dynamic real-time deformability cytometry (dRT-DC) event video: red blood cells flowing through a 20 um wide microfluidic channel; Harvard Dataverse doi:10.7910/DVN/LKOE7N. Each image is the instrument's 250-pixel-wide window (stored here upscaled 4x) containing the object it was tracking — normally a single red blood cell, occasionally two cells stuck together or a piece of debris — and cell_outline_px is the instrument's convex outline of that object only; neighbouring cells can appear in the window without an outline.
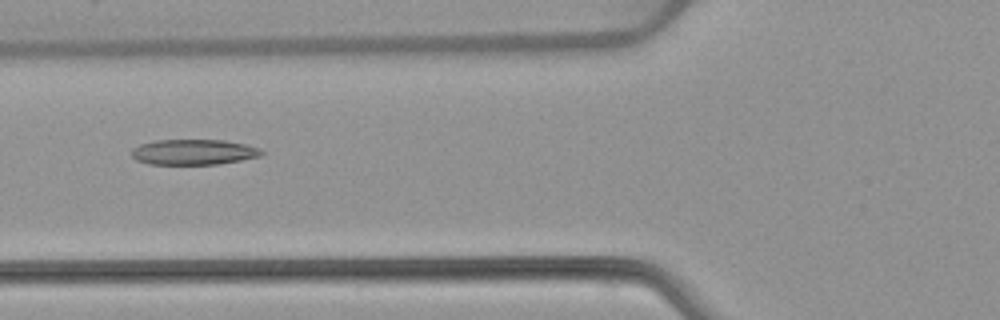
{"species": "common noctule bat (a hibernating species)", "species_latin": "Nyctalus noctula", "temperature_condition": "warm", "stored_images_in_passage": 6, "camera_frame_rate_fps": 3000, "um_per_image_px": 0.085, "animal": {"sex": "female", "body_mass_g": 22.7, "forearm_length_mm": 54.2}, "frame": {"image": 1, "passage_image": 6, "time_ms": 1.667, "image_size_px": [1000, 320], "cell_outline_px": [[264, 152], [260, 156], [220, 164], [148, 164], [136, 160], [132, 156], [132, 148], [140, 144], [156, 140], [224, 140], [244, 144], [260, 148]], "centroid_in_image_um": [16.44, 12.92], "position_along_channel_um": 109.4, "area_um2": 19.25}}